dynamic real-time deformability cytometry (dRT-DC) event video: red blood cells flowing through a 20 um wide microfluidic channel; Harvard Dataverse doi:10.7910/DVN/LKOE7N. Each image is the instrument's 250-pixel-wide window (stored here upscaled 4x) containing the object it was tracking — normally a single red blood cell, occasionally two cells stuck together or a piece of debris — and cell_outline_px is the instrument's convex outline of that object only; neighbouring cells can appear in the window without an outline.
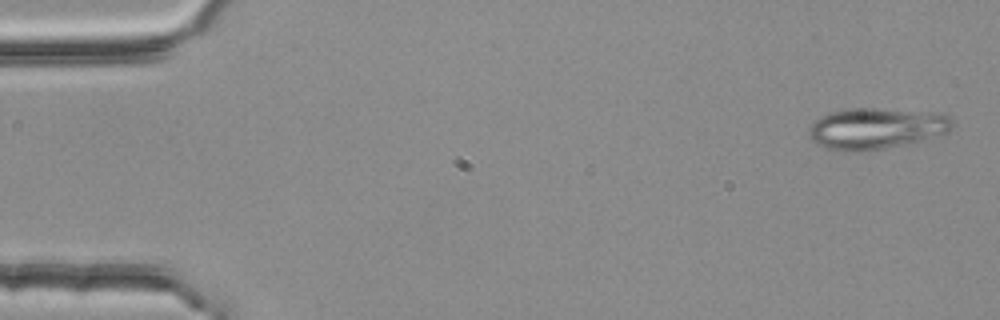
{"species": "common noctule bat (a hibernating species)", "species_latin": "Nyctalus noctula", "temperature_condition": "room temperature", "stored_images_in_passage": 4, "camera_frame_rate_fps": 3000, "um_per_image_px": 0.085, "animal": {"sex": "female", "body_mass_g": 25.1}, "frame": {"image": 1, "passage_image": 1, "time_ms": 0.0, "image_size_px": [1000, 320], "cell_outline_px": [[952, 128], [948, 132], [924, 140], [884, 148], [860, 152], [856, 152], [828, 148], [816, 144], [808, 136], [808, 128], [820, 116], [828, 112], [852, 108], [872, 108], [928, 112], [948, 116], [952, 120]], "centroid_in_image_um": [74.43, 10.92], "position_along_channel_um": 10.6, "area_um2": 34.22}}